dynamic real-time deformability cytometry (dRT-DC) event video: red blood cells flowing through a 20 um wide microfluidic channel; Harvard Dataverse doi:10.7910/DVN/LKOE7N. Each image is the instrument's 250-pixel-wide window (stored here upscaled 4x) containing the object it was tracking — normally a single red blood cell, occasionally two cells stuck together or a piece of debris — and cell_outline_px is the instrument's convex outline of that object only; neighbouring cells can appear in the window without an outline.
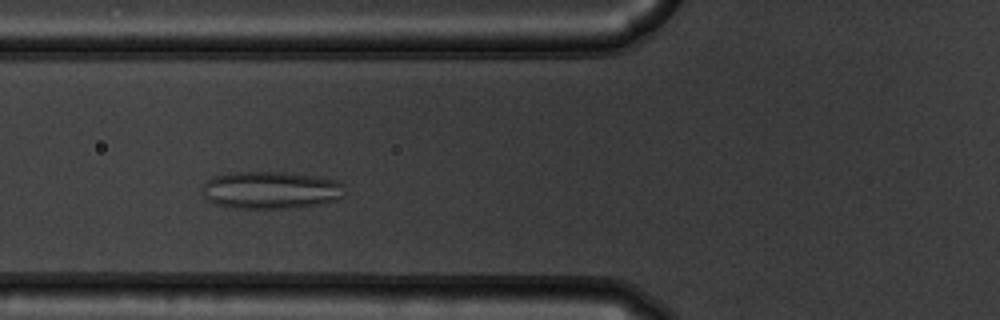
{"species": "common noctule bat (a hibernating species)", "species_latin": "Nyctalus noctula", "temperature_condition": "warm", "stored_images_in_passage": 35, "camera_frame_rate_fps": 3000, "um_per_image_px": 0.085, "animal": {"sex": "male", "body_mass_g": 19.5, "forearm_length_mm": 54.6}, "frame": {"image": 1, "passage_image": 6, "time_ms": 1.667, "image_size_px": [1000, 320], "cell_outline_px": [[344, 196], [336, 200], [300, 208], [224, 208], [208, 200], [204, 196], [200, 188], [212, 176], [228, 172], [280, 172], [320, 176], [336, 180], [344, 184]], "centroid_in_image_um": [23.0, 16.16], "position_along_channel_um": 102.8, "area_um2": 31.67}, "authors_computed_cell_mechanics": {"area_um2": 25.432, "velocity_mm_per_s": 3.728, "shape_relaxation_time_tau1_ms": null, "shape_relaxation_time_tau2_ms": 0.9961, "deformation_change_tau1": null, "deformation_change_tau2": 0.0642}}